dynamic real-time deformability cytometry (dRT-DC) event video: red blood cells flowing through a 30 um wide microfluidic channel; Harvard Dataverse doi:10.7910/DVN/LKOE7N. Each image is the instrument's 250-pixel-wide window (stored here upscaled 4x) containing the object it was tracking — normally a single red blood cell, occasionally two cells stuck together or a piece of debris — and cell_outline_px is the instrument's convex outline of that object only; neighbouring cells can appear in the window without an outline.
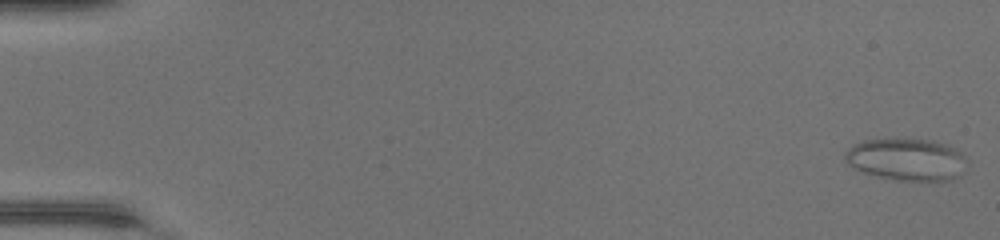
{"species": "common noctule bat (a hibernating species)", "species_latin": "Nyctalus noctula", "temperature_condition": "warm", "stored_images_in_passage": 48, "camera_frame_rate_fps": 3000, "um_per_image_px": 0.085, "animal": {"sex": "female", "body_mass_g": 17.0, "forearm_length_mm": 48.0}, "frame": {"image": 1, "passage_image": 1, "time_ms": 0.0, "image_size_px": [1000, 240], "cell_outline_px": [[968, 164], [964, 172], [960, 176], [952, 180], [896, 180], [876, 176], [864, 172], [848, 164], [844, 160], [844, 152], [852, 144], [864, 140], [904, 136], [932, 140], [948, 144], [964, 152]], "centroid_in_image_um": [77.1, 13.5], "position_along_channel_um": 7.9, "area_um2": 31.15}}
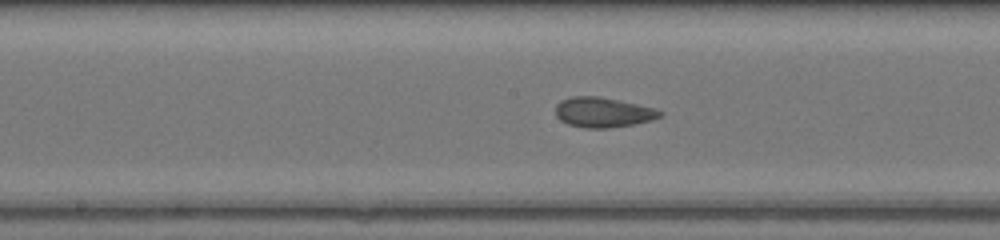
{"frame": {"image": 2, "passage_image": 26, "time_ms": 8.333, "image_size_px": [1000, 240], "cell_outline_px": [[664, 112], [660, 116], [652, 120], [636, 124], [608, 128], [584, 128], [568, 124], [560, 120], [556, 116], [556, 104], [560, 100], [572, 96], [600, 96], [656, 108]], "centroid_in_image_um": [51.26, 9.54], "position_along_channel_um": 196.9, "area_um2": 18.44}}
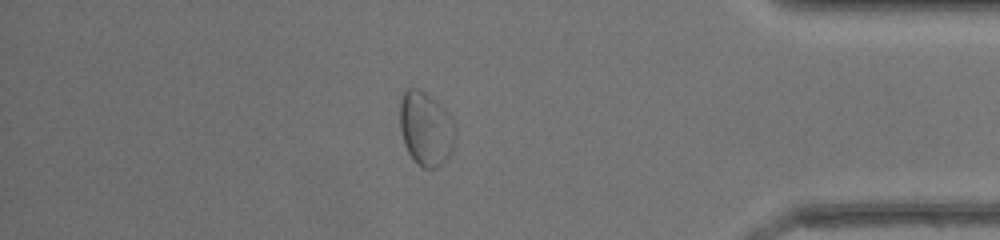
{"frame": {"image": 3, "passage_image": 42, "time_ms": 13.667, "image_size_px": [1000, 240], "cell_outline_px": [[456, 136], [452, 148], [448, 156], [436, 168], [424, 168], [416, 164], [408, 152], [404, 144], [400, 128], [400, 100], [404, 92], [408, 88], [416, 88], [424, 92], [444, 108], [456, 128]], "centroid_in_image_um": [36.18, 10.95], "position_along_channel_um": 399.0, "area_um2": 23.7}, "authors_computed_cell_mechanics": {"area_um2": 20.4901, "velocity_mm_per_s": 4.3746, "shape_relaxation_time_tau1_ms": 4.6219, "shape_relaxation_time_tau2_ms": 1.9168, "deformation_change_tau1": 0.096, "deformation_change_tau2": 0.0779}}